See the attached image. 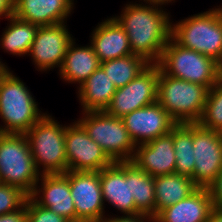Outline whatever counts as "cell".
<instances>
[{"mask_svg": "<svg viewBox=\"0 0 222 222\" xmlns=\"http://www.w3.org/2000/svg\"><path fill=\"white\" fill-rule=\"evenodd\" d=\"M169 15L160 5L130 2L114 18L128 35L132 53L157 64L171 38Z\"/></svg>", "mask_w": 222, "mask_h": 222, "instance_id": "6da1fadb", "label": "cell"}, {"mask_svg": "<svg viewBox=\"0 0 222 222\" xmlns=\"http://www.w3.org/2000/svg\"><path fill=\"white\" fill-rule=\"evenodd\" d=\"M45 114L19 77L9 71L0 79V133L25 134Z\"/></svg>", "mask_w": 222, "mask_h": 222, "instance_id": "7a4b0ae2", "label": "cell"}, {"mask_svg": "<svg viewBox=\"0 0 222 222\" xmlns=\"http://www.w3.org/2000/svg\"><path fill=\"white\" fill-rule=\"evenodd\" d=\"M191 15L173 23L171 38L181 47L222 63V16L216 9Z\"/></svg>", "mask_w": 222, "mask_h": 222, "instance_id": "3957f363", "label": "cell"}, {"mask_svg": "<svg viewBox=\"0 0 222 222\" xmlns=\"http://www.w3.org/2000/svg\"><path fill=\"white\" fill-rule=\"evenodd\" d=\"M59 123L46 113L24 134L41 175L64 174L68 171L65 154L66 125Z\"/></svg>", "mask_w": 222, "mask_h": 222, "instance_id": "277c9868", "label": "cell"}, {"mask_svg": "<svg viewBox=\"0 0 222 222\" xmlns=\"http://www.w3.org/2000/svg\"><path fill=\"white\" fill-rule=\"evenodd\" d=\"M208 92L206 86L171 77L159 68L157 102L177 123H197Z\"/></svg>", "mask_w": 222, "mask_h": 222, "instance_id": "5b68a950", "label": "cell"}, {"mask_svg": "<svg viewBox=\"0 0 222 222\" xmlns=\"http://www.w3.org/2000/svg\"><path fill=\"white\" fill-rule=\"evenodd\" d=\"M171 77L213 87L221 80L220 63L211 57L186 49L169 39L157 63Z\"/></svg>", "mask_w": 222, "mask_h": 222, "instance_id": "8992f818", "label": "cell"}, {"mask_svg": "<svg viewBox=\"0 0 222 222\" xmlns=\"http://www.w3.org/2000/svg\"><path fill=\"white\" fill-rule=\"evenodd\" d=\"M24 134L0 133V180L30 195L40 178Z\"/></svg>", "mask_w": 222, "mask_h": 222, "instance_id": "52a82bcc", "label": "cell"}, {"mask_svg": "<svg viewBox=\"0 0 222 222\" xmlns=\"http://www.w3.org/2000/svg\"><path fill=\"white\" fill-rule=\"evenodd\" d=\"M77 121L113 162L132 160L136 145L122 118L110 116L105 111H88L82 112Z\"/></svg>", "mask_w": 222, "mask_h": 222, "instance_id": "ba28073f", "label": "cell"}, {"mask_svg": "<svg viewBox=\"0 0 222 222\" xmlns=\"http://www.w3.org/2000/svg\"><path fill=\"white\" fill-rule=\"evenodd\" d=\"M158 78V64H149L135 79L115 91L105 112L122 118L134 110L157 102Z\"/></svg>", "mask_w": 222, "mask_h": 222, "instance_id": "9c48e42d", "label": "cell"}, {"mask_svg": "<svg viewBox=\"0 0 222 222\" xmlns=\"http://www.w3.org/2000/svg\"><path fill=\"white\" fill-rule=\"evenodd\" d=\"M70 192L76 211V222H102L105 204L100 184V172L67 171Z\"/></svg>", "mask_w": 222, "mask_h": 222, "instance_id": "30bf717a", "label": "cell"}, {"mask_svg": "<svg viewBox=\"0 0 222 222\" xmlns=\"http://www.w3.org/2000/svg\"><path fill=\"white\" fill-rule=\"evenodd\" d=\"M65 154L68 171H97L111 165L113 161L93 141L83 126L75 120L66 125Z\"/></svg>", "mask_w": 222, "mask_h": 222, "instance_id": "8fae6325", "label": "cell"}, {"mask_svg": "<svg viewBox=\"0 0 222 222\" xmlns=\"http://www.w3.org/2000/svg\"><path fill=\"white\" fill-rule=\"evenodd\" d=\"M193 147L195 166L193 182L198 187H208L222 170V136L193 123Z\"/></svg>", "mask_w": 222, "mask_h": 222, "instance_id": "7c38bea8", "label": "cell"}, {"mask_svg": "<svg viewBox=\"0 0 222 222\" xmlns=\"http://www.w3.org/2000/svg\"><path fill=\"white\" fill-rule=\"evenodd\" d=\"M66 23L39 26L28 55L32 57L37 71L60 69L68 45L73 40Z\"/></svg>", "mask_w": 222, "mask_h": 222, "instance_id": "4fadbf2b", "label": "cell"}, {"mask_svg": "<svg viewBox=\"0 0 222 222\" xmlns=\"http://www.w3.org/2000/svg\"><path fill=\"white\" fill-rule=\"evenodd\" d=\"M122 120L135 145L167 135L177 124L158 102L134 110Z\"/></svg>", "mask_w": 222, "mask_h": 222, "instance_id": "5bb4252c", "label": "cell"}, {"mask_svg": "<svg viewBox=\"0 0 222 222\" xmlns=\"http://www.w3.org/2000/svg\"><path fill=\"white\" fill-rule=\"evenodd\" d=\"M103 201L123 215L141 214L134 202L131 188V161L113 162L100 171Z\"/></svg>", "mask_w": 222, "mask_h": 222, "instance_id": "9a60e30c", "label": "cell"}, {"mask_svg": "<svg viewBox=\"0 0 222 222\" xmlns=\"http://www.w3.org/2000/svg\"><path fill=\"white\" fill-rule=\"evenodd\" d=\"M29 197L36 204L63 216L69 222H76V211L70 192L69 179L64 174L40 175Z\"/></svg>", "mask_w": 222, "mask_h": 222, "instance_id": "2e32d148", "label": "cell"}, {"mask_svg": "<svg viewBox=\"0 0 222 222\" xmlns=\"http://www.w3.org/2000/svg\"><path fill=\"white\" fill-rule=\"evenodd\" d=\"M173 134L136 145L132 162L152 177L175 173Z\"/></svg>", "mask_w": 222, "mask_h": 222, "instance_id": "e0dca14e", "label": "cell"}, {"mask_svg": "<svg viewBox=\"0 0 222 222\" xmlns=\"http://www.w3.org/2000/svg\"><path fill=\"white\" fill-rule=\"evenodd\" d=\"M74 0H14V16L38 26L67 23Z\"/></svg>", "mask_w": 222, "mask_h": 222, "instance_id": "ac0fdd59", "label": "cell"}, {"mask_svg": "<svg viewBox=\"0 0 222 222\" xmlns=\"http://www.w3.org/2000/svg\"><path fill=\"white\" fill-rule=\"evenodd\" d=\"M98 23L90 36V45L100 63L132 55L128 35L112 16Z\"/></svg>", "mask_w": 222, "mask_h": 222, "instance_id": "d6986e66", "label": "cell"}, {"mask_svg": "<svg viewBox=\"0 0 222 222\" xmlns=\"http://www.w3.org/2000/svg\"><path fill=\"white\" fill-rule=\"evenodd\" d=\"M213 209L208 187H198L187 198L162 209L155 222H206Z\"/></svg>", "mask_w": 222, "mask_h": 222, "instance_id": "ffe728a7", "label": "cell"}, {"mask_svg": "<svg viewBox=\"0 0 222 222\" xmlns=\"http://www.w3.org/2000/svg\"><path fill=\"white\" fill-rule=\"evenodd\" d=\"M75 38L68 45L61 68L60 78L66 83L79 86L100 67V61L91 45L76 46Z\"/></svg>", "mask_w": 222, "mask_h": 222, "instance_id": "44dd1931", "label": "cell"}, {"mask_svg": "<svg viewBox=\"0 0 222 222\" xmlns=\"http://www.w3.org/2000/svg\"><path fill=\"white\" fill-rule=\"evenodd\" d=\"M77 89L82 112L105 111L117 90L101 66Z\"/></svg>", "mask_w": 222, "mask_h": 222, "instance_id": "7402d4cb", "label": "cell"}, {"mask_svg": "<svg viewBox=\"0 0 222 222\" xmlns=\"http://www.w3.org/2000/svg\"><path fill=\"white\" fill-rule=\"evenodd\" d=\"M197 188L192 178L177 173L154 177L156 215L187 198Z\"/></svg>", "mask_w": 222, "mask_h": 222, "instance_id": "603a6c76", "label": "cell"}, {"mask_svg": "<svg viewBox=\"0 0 222 222\" xmlns=\"http://www.w3.org/2000/svg\"><path fill=\"white\" fill-rule=\"evenodd\" d=\"M7 20L10 24H7L1 35L0 48L15 56L19 55L23 57L28 55L39 26L18 19L15 16Z\"/></svg>", "mask_w": 222, "mask_h": 222, "instance_id": "cb8c5ba5", "label": "cell"}, {"mask_svg": "<svg viewBox=\"0 0 222 222\" xmlns=\"http://www.w3.org/2000/svg\"><path fill=\"white\" fill-rule=\"evenodd\" d=\"M175 150V173L193 177L195 166L193 123H177L171 130Z\"/></svg>", "mask_w": 222, "mask_h": 222, "instance_id": "d4e9b609", "label": "cell"}, {"mask_svg": "<svg viewBox=\"0 0 222 222\" xmlns=\"http://www.w3.org/2000/svg\"><path fill=\"white\" fill-rule=\"evenodd\" d=\"M149 64L142 56L132 54L102 62L100 66L118 89L135 79Z\"/></svg>", "mask_w": 222, "mask_h": 222, "instance_id": "484cf974", "label": "cell"}, {"mask_svg": "<svg viewBox=\"0 0 222 222\" xmlns=\"http://www.w3.org/2000/svg\"><path fill=\"white\" fill-rule=\"evenodd\" d=\"M131 188L137 210L141 214L156 216L154 177L139 169L131 161Z\"/></svg>", "mask_w": 222, "mask_h": 222, "instance_id": "4316f807", "label": "cell"}, {"mask_svg": "<svg viewBox=\"0 0 222 222\" xmlns=\"http://www.w3.org/2000/svg\"><path fill=\"white\" fill-rule=\"evenodd\" d=\"M201 127L210 130H222V81L209 89L204 111L197 122Z\"/></svg>", "mask_w": 222, "mask_h": 222, "instance_id": "83f0119b", "label": "cell"}, {"mask_svg": "<svg viewBox=\"0 0 222 222\" xmlns=\"http://www.w3.org/2000/svg\"><path fill=\"white\" fill-rule=\"evenodd\" d=\"M29 195L21 188L0 184V215L12 212L23 206Z\"/></svg>", "mask_w": 222, "mask_h": 222, "instance_id": "f1b7e54d", "label": "cell"}, {"mask_svg": "<svg viewBox=\"0 0 222 222\" xmlns=\"http://www.w3.org/2000/svg\"><path fill=\"white\" fill-rule=\"evenodd\" d=\"M27 222H69L63 216L36 204L30 197L26 201Z\"/></svg>", "mask_w": 222, "mask_h": 222, "instance_id": "f546056e", "label": "cell"}, {"mask_svg": "<svg viewBox=\"0 0 222 222\" xmlns=\"http://www.w3.org/2000/svg\"><path fill=\"white\" fill-rule=\"evenodd\" d=\"M214 208L222 209V170L217 178L208 186Z\"/></svg>", "mask_w": 222, "mask_h": 222, "instance_id": "4dcf8cb0", "label": "cell"}, {"mask_svg": "<svg viewBox=\"0 0 222 222\" xmlns=\"http://www.w3.org/2000/svg\"><path fill=\"white\" fill-rule=\"evenodd\" d=\"M105 216L102 222H155V217L145 214L122 215V216Z\"/></svg>", "mask_w": 222, "mask_h": 222, "instance_id": "1f68e13d", "label": "cell"}, {"mask_svg": "<svg viewBox=\"0 0 222 222\" xmlns=\"http://www.w3.org/2000/svg\"><path fill=\"white\" fill-rule=\"evenodd\" d=\"M0 222H27L26 203L15 211L0 215Z\"/></svg>", "mask_w": 222, "mask_h": 222, "instance_id": "d6a6232c", "label": "cell"}, {"mask_svg": "<svg viewBox=\"0 0 222 222\" xmlns=\"http://www.w3.org/2000/svg\"><path fill=\"white\" fill-rule=\"evenodd\" d=\"M14 16V0H0V19Z\"/></svg>", "mask_w": 222, "mask_h": 222, "instance_id": "836d02e7", "label": "cell"}, {"mask_svg": "<svg viewBox=\"0 0 222 222\" xmlns=\"http://www.w3.org/2000/svg\"><path fill=\"white\" fill-rule=\"evenodd\" d=\"M206 222H222V209L214 208Z\"/></svg>", "mask_w": 222, "mask_h": 222, "instance_id": "e575fe53", "label": "cell"}, {"mask_svg": "<svg viewBox=\"0 0 222 222\" xmlns=\"http://www.w3.org/2000/svg\"><path fill=\"white\" fill-rule=\"evenodd\" d=\"M143 1H144V3L156 4V5H160L162 7H163V5L165 6L168 3H172V1L175 2V0H143Z\"/></svg>", "mask_w": 222, "mask_h": 222, "instance_id": "d590c367", "label": "cell"}, {"mask_svg": "<svg viewBox=\"0 0 222 222\" xmlns=\"http://www.w3.org/2000/svg\"><path fill=\"white\" fill-rule=\"evenodd\" d=\"M1 60L2 59H0V79H2L10 71L8 66L5 63H3Z\"/></svg>", "mask_w": 222, "mask_h": 222, "instance_id": "8d00e7d4", "label": "cell"}, {"mask_svg": "<svg viewBox=\"0 0 222 222\" xmlns=\"http://www.w3.org/2000/svg\"><path fill=\"white\" fill-rule=\"evenodd\" d=\"M217 10V12L222 16V5L221 7L220 6H217V8H215Z\"/></svg>", "mask_w": 222, "mask_h": 222, "instance_id": "74e56055", "label": "cell"}, {"mask_svg": "<svg viewBox=\"0 0 222 222\" xmlns=\"http://www.w3.org/2000/svg\"><path fill=\"white\" fill-rule=\"evenodd\" d=\"M220 71H221V81H222V63L220 64Z\"/></svg>", "mask_w": 222, "mask_h": 222, "instance_id": "f35d334b", "label": "cell"}]
</instances>
